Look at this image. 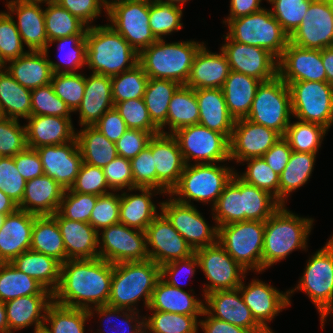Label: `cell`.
<instances>
[{"label": "cell", "mask_w": 333, "mask_h": 333, "mask_svg": "<svg viewBox=\"0 0 333 333\" xmlns=\"http://www.w3.org/2000/svg\"><path fill=\"white\" fill-rule=\"evenodd\" d=\"M51 216L59 226L68 260L99 257V235L89 223L69 220L58 211Z\"/></svg>", "instance_id": "28"}, {"label": "cell", "mask_w": 333, "mask_h": 333, "mask_svg": "<svg viewBox=\"0 0 333 333\" xmlns=\"http://www.w3.org/2000/svg\"><path fill=\"white\" fill-rule=\"evenodd\" d=\"M6 6L9 15L16 14L18 20L15 25L29 51H45L49 41L45 31L44 9L40 3L10 0Z\"/></svg>", "instance_id": "27"}, {"label": "cell", "mask_w": 333, "mask_h": 333, "mask_svg": "<svg viewBox=\"0 0 333 333\" xmlns=\"http://www.w3.org/2000/svg\"><path fill=\"white\" fill-rule=\"evenodd\" d=\"M72 111L54 92L51 84L31 90V116L48 115L71 118Z\"/></svg>", "instance_id": "59"}, {"label": "cell", "mask_w": 333, "mask_h": 333, "mask_svg": "<svg viewBox=\"0 0 333 333\" xmlns=\"http://www.w3.org/2000/svg\"><path fill=\"white\" fill-rule=\"evenodd\" d=\"M178 141L185 164L221 163L230 160V140L201 124L183 127L172 134Z\"/></svg>", "instance_id": "13"}, {"label": "cell", "mask_w": 333, "mask_h": 333, "mask_svg": "<svg viewBox=\"0 0 333 333\" xmlns=\"http://www.w3.org/2000/svg\"><path fill=\"white\" fill-rule=\"evenodd\" d=\"M169 197L159 203V208L194 251L218 241V227H210L193 203L184 204Z\"/></svg>", "instance_id": "16"}, {"label": "cell", "mask_w": 333, "mask_h": 333, "mask_svg": "<svg viewBox=\"0 0 333 333\" xmlns=\"http://www.w3.org/2000/svg\"><path fill=\"white\" fill-rule=\"evenodd\" d=\"M210 52L203 44L196 53L185 86L192 89L222 88L230 73L225 54Z\"/></svg>", "instance_id": "30"}, {"label": "cell", "mask_w": 333, "mask_h": 333, "mask_svg": "<svg viewBox=\"0 0 333 333\" xmlns=\"http://www.w3.org/2000/svg\"><path fill=\"white\" fill-rule=\"evenodd\" d=\"M145 234L149 259L159 266L195 253L161 211L147 226Z\"/></svg>", "instance_id": "19"}, {"label": "cell", "mask_w": 333, "mask_h": 333, "mask_svg": "<svg viewBox=\"0 0 333 333\" xmlns=\"http://www.w3.org/2000/svg\"><path fill=\"white\" fill-rule=\"evenodd\" d=\"M112 273L113 264L99 257L67 260L61 264L60 282L53 293V301L87 310L107 305Z\"/></svg>", "instance_id": "1"}, {"label": "cell", "mask_w": 333, "mask_h": 333, "mask_svg": "<svg viewBox=\"0 0 333 333\" xmlns=\"http://www.w3.org/2000/svg\"><path fill=\"white\" fill-rule=\"evenodd\" d=\"M262 0H230V14L223 23L225 25L232 19L246 16L262 10L260 2Z\"/></svg>", "instance_id": "77"}, {"label": "cell", "mask_w": 333, "mask_h": 333, "mask_svg": "<svg viewBox=\"0 0 333 333\" xmlns=\"http://www.w3.org/2000/svg\"><path fill=\"white\" fill-rule=\"evenodd\" d=\"M17 209L18 205L0 190V214L8 215L15 212Z\"/></svg>", "instance_id": "79"}, {"label": "cell", "mask_w": 333, "mask_h": 333, "mask_svg": "<svg viewBox=\"0 0 333 333\" xmlns=\"http://www.w3.org/2000/svg\"><path fill=\"white\" fill-rule=\"evenodd\" d=\"M296 290L305 292L316 305L323 329L326 317L333 313V235L323 248L311 255L296 288L288 290L289 305Z\"/></svg>", "instance_id": "7"}, {"label": "cell", "mask_w": 333, "mask_h": 333, "mask_svg": "<svg viewBox=\"0 0 333 333\" xmlns=\"http://www.w3.org/2000/svg\"><path fill=\"white\" fill-rule=\"evenodd\" d=\"M328 129L317 123L297 121L289 123L283 136L295 152L317 154Z\"/></svg>", "instance_id": "52"}, {"label": "cell", "mask_w": 333, "mask_h": 333, "mask_svg": "<svg viewBox=\"0 0 333 333\" xmlns=\"http://www.w3.org/2000/svg\"><path fill=\"white\" fill-rule=\"evenodd\" d=\"M293 150L288 141L282 136L263 156L262 158L279 176L288 164Z\"/></svg>", "instance_id": "75"}, {"label": "cell", "mask_w": 333, "mask_h": 333, "mask_svg": "<svg viewBox=\"0 0 333 333\" xmlns=\"http://www.w3.org/2000/svg\"><path fill=\"white\" fill-rule=\"evenodd\" d=\"M86 65L94 74L115 76L138 64L139 54L111 26L88 27Z\"/></svg>", "instance_id": "2"}, {"label": "cell", "mask_w": 333, "mask_h": 333, "mask_svg": "<svg viewBox=\"0 0 333 333\" xmlns=\"http://www.w3.org/2000/svg\"><path fill=\"white\" fill-rule=\"evenodd\" d=\"M20 33L15 25L13 15L0 12V55L7 64L8 61L17 59L26 54Z\"/></svg>", "instance_id": "62"}, {"label": "cell", "mask_w": 333, "mask_h": 333, "mask_svg": "<svg viewBox=\"0 0 333 333\" xmlns=\"http://www.w3.org/2000/svg\"><path fill=\"white\" fill-rule=\"evenodd\" d=\"M180 86L173 80L148 79L143 100L152 122L159 129L166 123L170 100Z\"/></svg>", "instance_id": "46"}, {"label": "cell", "mask_w": 333, "mask_h": 333, "mask_svg": "<svg viewBox=\"0 0 333 333\" xmlns=\"http://www.w3.org/2000/svg\"><path fill=\"white\" fill-rule=\"evenodd\" d=\"M159 279L160 266L150 259L113 264L107 305L139 312L135 306L143 298L144 305L148 308Z\"/></svg>", "instance_id": "4"}, {"label": "cell", "mask_w": 333, "mask_h": 333, "mask_svg": "<svg viewBox=\"0 0 333 333\" xmlns=\"http://www.w3.org/2000/svg\"><path fill=\"white\" fill-rule=\"evenodd\" d=\"M82 160L92 166L104 168L117 156L115 143L108 140L94 126H84L76 133Z\"/></svg>", "instance_id": "42"}, {"label": "cell", "mask_w": 333, "mask_h": 333, "mask_svg": "<svg viewBox=\"0 0 333 333\" xmlns=\"http://www.w3.org/2000/svg\"><path fill=\"white\" fill-rule=\"evenodd\" d=\"M182 7L163 1L149 2V26L157 40L183 28Z\"/></svg>", "instance_id": "54"}, {"label": "cell", "mask_w": 333, "mask_h": 333, "mask_svg": "<svg viewBox=\"0 0 333 333\" xmlns=\"http://www.w3.org/2000/svg\"><path fill=\"white\" fill-rule=\"evenodd\" d=\"M100 231L99 258L112 264L149 259L144 231L131 229L122 223L113 224Z\"/></svg>", "instance_id": "15"}, {"label": "cell", "mask_w": 333, "mask_h": 333, "mask_svg": "<svg viewBox=\"0 0 333 333\" xmlns=\"http://www.w3.org/2000/svg\"><path fill=\"white\" fill-rule=\"evenodd\" d=\"M227 35L238 43L263 48L279 59L289 43V35L282 29L269 9L230 20Z\"/></svg>", "instance_id": "8"}, {"label": "cell", "mask_w": 333, "mask_h": 333, "mask_svg": "<svg viewBox=\"0 0 333 333\" xmlns=\"http://www.w3.org/2000/svg\"><path fill=\"white\" fill-rule=\"evenodd\" d=\"M44 174L53 178L65 190L75 182L83 163L76 138L60 145L38 147Z\"/></svg>", "instance_id": "23"}, {"label": "cell", "mask_w": 333, "mask_h": 333, "mask_svg": "<svg viewBox=\"0 0 333 333\" xmlns=\"http://www.w3.org/2000/svg\"><path fill=\"white\" fill-rule=\"evenodd\" d=\"M27 148L26 128L19 120L0 119V156L13 157Z\"/></svg>", "instance_id": "64"}, {"label": "cell", "mask_w": 333, "mask_h": 333, "mask_svg": "<svg viewBox=\"0 0 333 333\" xmlns=\"http://www.w3.org/2000/svg\"><path fill=\"white\" fill-rule=\"evenodd\" d=\"M289 42L314 50L333 47V4L331 0H313L302 23L289 36Z\"/></svg>", "instance_id": "17"}, {"label": "cell", "mask_w": 333, "mask_h": 333, "mask_svg": "<svg viewBox=\"0 0 333 333\" xmlns=\"http://www.w3.org/2000/svg\"><path fill=\"white\" fill-rule=\"evenodd\" d=\"M291 116L289 87L277 76L260 84L246 119L271 128L284 136L291 122Z\"/></svg>", "instance_id": "11"}, {"label": "cell", "mask_w": 333, "mask_h": 333, "mask_svg": "<svg viewBox=\"0 0 333 333\" xmlns=\"http://www.w3.org/2000/svg\"><path fill=\"white\" fill-rule=\"evenodd\" d=\"M151 312V316L144 317L145 333L148 330L149 333H198L197 319L202 315H182L156 310Z\"/></svg>", "instance_id": "53"}, {"label": "cell", "mask_w": 333, "mask_h": 333, "mask_svg": "<svg viewBox=\"0 0 333 333\" xmlns=\"http://www.w3.org/2000/svg\"><path fill=\"white\" fill-rule=\"evenodd\" d=\"M199 107V124L231 139L235 119L229 114L221 88L194 89Z\"/></svg>", "instance_id": "34"}, {"label": "cell", "mask_w": 333, "mask_h": 333, "mask_svg": "<svg viewBox=\"0 0 333 333\" xmlns=\"http://www.w3.org/2000/svg\"><path fill=\"white\" fill-rule=\"evenodd\" d=\"M0 333H9L5 302L0 300Z\"/></svg>", "instance_id": "80"}, {"label": "cell", "mask_w": 333, "mask_h": 333, "mask_svg": "<svg viewBox=\"0 0 333 333\" xmlns=\"http://www.w3.org/2000/svg\"><path fill=\"white\" fill-rule=\"evenodd\" d=\"M16 168L25 181L44 175L42 162L36 149L26 148L13 156Z\"/></svg>", "instance_id": "74"}, {"label": "cell", "mask_w": 333, "mask_h": 333, "mask_svg": "<svg viewBox=\"0 0 333 333\" xmlns=\"http://www.w3.org/2000/svg\"><path fill=\"white\" fill-rule=\"evenodd\" d=\"M140 129H128L123 136L115 143L118 156L132 159L145 149L153 135Z\"/></svg>", "instance_id": "71"}, {"label": "cell", "mask_w": 333, "mask_h": 333, "mask_svg": "<svg viewBox=\"0 0 333 333\" xmlns=\"http://www.w3.org/2000/svg\"><path fill=\"white\" fill-rule=\"evenodd\" d=\"M212 212L217 227L245 221L243 195L240 193V177L237 172L225 186L216 204L212 207Z\"/></svg>", "instance_id": "48"}, {"label": "cell", "mask_w": 333, "mask_h": 333, "mask_svg": "<svg viewBox=\"0 0 333 333\" xmlns=\"http://www.w3.org/2000/svg\"><path fill=\"white\" fill-rule=\"evenodd\" d=\"M196 266L199 267V261H198L196 254L194 253L193 255H191L187 258L179 259V260L167 263L163 266H160V278L163 281H165L167 284L181 289L182 286H180V282H178L179 279H177V278L183 272H184V274L187 273V275H189V277L190 276L193 277V275H195Z\"/></svg>", "instance_id": "72"}, {"label": "cell", "mask_w": 333, "mask_h": 333, "mask_svg": "<svg viewBox=\"0 0 333 333\" xmlns=\"http://www.w3.org/2000/svg\"><path fill=\"white\" fill-rule=\"evenodd\" d=\"M133 183L136 188L157 189V172L152 156V138L148 146L136 157L130 159Z\"/></svg>", "instance_id": "67"}, {"label": "cell", "mask_w": 333, "mask_h": 333, "mask_svg": "<svg viewBox=\"0 0 333 333\" xmlns=\"http://www.w3.org/2000/svg\"><path fill=\"white\" fill-rule=\"evenodd\" d=\"M94 127L113 143H116L128 130L115 107L105 112Z\"/></svg>", "instance_id": "73"}, {"label": "cell", "mask_w": 333, "mask_h": 333, "mask_svg": "<svg viewBox=\"0 0 333 333\" xmlns=\"http://www.w3.org/2000/svg\"><path fill=\"white\" fill-rule=\"evenodd\" d=\"M53 295H28L5 302L9 333L34 324V332L43 328Z\"/></svg>", "instance_id": "33"}, {"label": "cell", "mask_w": 333, "mask_h": 333, "mask_svg": "<svg viewBox=\"0 0 333 333\" xmlns=\"http://www.w3.org/2000/svg\"><path fill=\"white\" fill-rule=\"evenodd\" d=\"M128 129H140L149 133H160L152 122L143 98L118 102L114 105Z\"/></svg>", "instance_id": "63"}, {"label": "cell", "mask_w": 333, "mask_h": 333, "mask_svg": "<svg viewBox=\"0 0 333 333\" xmlns=\"http://www.w3.org/2000/svg\"><path fill=\"white\" fill-rule=\"evenodd\" d=\"M265 222L241 221L218 227V242L247 272H262Z\"/></svg>", "instance_id": "9"}, {"label": "cell", "mask_w": 333, "mask_h": 333, "mask_svg": "<svg viewBox=\"0 0 333 333\" xmlns=\"http://www.w3.org/2000/svg\"><path fill=\"white\" fill-rule=\"evenodd\" d=\"M44 10L48 41L72 35H86L88 27L58 3H47Z\"/></svg>", "instance_id": "50"}, {"label": "cell", "mask_w": 333, "mask_h": 333, "mask_svg": "<svg viewBox=\"0 0 333 333\" xmlns=\"http://www.w3.org/2000/svg\"><path fill=\"white\" fill-rule=\"evenodd\" d=\"M244 161L247 162V170L238 176L246 183L269 192L279 202L280 176L262 157L249 158Z\"/></svg>", "instance_id": "56"}, {"label": "cell", "mask_w": 333, "mask_h": 333, "mask_svg": "<svg viewBox=\"0 0 333 333\" xmlns=\"http://www.w3.org/2000/svg\"><path fill=\"white\" fill-rule=\"evenodd\" d=\"M278 76L287 85L296 81L327 82L321 50L302 48L289 42L278 59Z\"/></svg>", "instance_id": "21"}, {"label": "cell", "mask_w": 333, "mask_h": 333, "mask_svg": "<svg viewBox=\"0 0 333 333\" xmlns=\"http://www.w3.org/2000/svg\"><path fill=\"white\" fill-rule=\"evenodd\" d=\"M30 249L50 256L61 264L68 260L59 226L51 215L35 218Z\"/></svg>", "instance_id": "41"}, {"label": "cell", "mask_w": 333, "mask_h": 333, "mask_svg": "<svg viewBox=\"0 0 333 333\" xmlns=\"http://www.w3.org/2000/svg\"><path fill=\"white\" fill-rule=\"evenodd\" d=\"M204 300V309L212 317L244 328L250 333H268L253 317L239 288L208 293Z\"/></svg>", "instance_id": "22"}, {"label": "cell", "mask_w": 333, "mask_h": 333, "mask_svg": "<svg viewBox=\"0 0 333 333\" xmlns=\"http://www.w3.org/2000/svg\"><path fill=\"white\" fill-rule=\"evenodd\" d=\"M312 218H303L280 206L266 221L262 251V271L284 260L295 249L307 248Z\"/></svg>", "instance_id": "3"}, {"label": "cell", "mask_w": 333, "mask_h": 333, "mask_svg": "<svg viewBox=\"0 0 333 333\" xmlns=\"http://www.w3.org/2000/svg\"><path fill=\"white\" fill-rule=\"evenodd\" d=\"M50 84L55 94L76 112L85 91V75L81 73H53Z\"/></svg>", "instance_id": "57"}, {"label": "cell", "mask_w": 333, "mask_h": 333, "mask_svg": "<svg viewBox=\"0 0 333 333\" xmlns=\"http://www.w3.org/2000/svg\"><path fill=\"white\" fill-rule=\"evenodd\" d=\"M55 42L59 43L57 44V47L60 50L62 58L59 57L60 63L53 62L49 59V63L51 65V70L53 73H77L78 69H81L82 67H84V65H86L87 42L85 39V35H72L55 39L48 42L45 51H48V48L51 46V44Z\"/></svg>", "instance_id": "49"}, {"label": "cell", "mask_w": 333, "mask_h": 333, "mask_svg": "<svg viewBox=\"0 0 333 333\" xmlns=\"http://www.w3.org/2000/svg\"><path fill=\"white\" fill-rule=\"evenodd\" d=\"M88 311H89L90 317H93V314H95L94 313V311H95L97 313V315H99V319L103 320L105 318V322H107L106 324H104L105 328L108 323H110V325H111L112 323H114L115 320H118V316H119V318L122 317L121 322L119 321L121 323V324L119 323V325L121 327V331L119 328H117V325H115V323L117 322V321H115V323L110 326V327H112L111 328L112 332H109V330L107 331L106 329H104V330H106V333H114V330H115V332L120 331L119 333H145L144 317L141 320L139 318V312L116 308V307H112L109 305L91 307ZM120 313H122V314H120ZM102 317H103V319H102ZM113 317L115 318L114 321H113ZM133 321L135 324L131 325V324H133ZM108 329H110V328H108Z\"/></svg>", "instance_id": "58"}, {"label": "cell", "mask_w": 333, "mask_h": 333, "mask_svg": "<svg viewBox=\"0 0 333 333\" xmlns=\"http://www.w3.org/2000/svg\"><path fill=\"white\" fill-rule=\"evenodd\" d=\"M65 189L47 175L26 181L24 196L18 209L43 216L55 214Z\"/></svg>", "instance_id": "32"}, {"label": "cell", "mask_w": 333, "mask_h": 333, "mask_svg": "<svg viewBox=\"0 0 333 333\" xmlns=\"http://www.w3.org/2000/svg\"><path fill=\"white\" fill-rule=\"evenodd\" d=\"M152 156L157 172V190L159 194L169 195L186 165L177 139L172 134L153 135Z\"/></svg>", "instance_id": "24"}, {"label": "cell", "mask_w": 333, "mask_h": 333, "mask_svg": "<svg viewBox=\"0 0 333 333\" xmlns=\"http://www.w3.org/2000/svg\"><path fill=\"white\" fill-rule=\"evenodd\" d=\"M203 303L183 288L173 287L160 278L154 287L148 309L182 315H202Z\"/></svg>", "instance_id": "37"}, {"label": "cell", "mask_w": 333, "mask_h": 333, "mask_svg": "<svg viewBox=\"0 0 333 333\" xmlns=\"http://www.w3.org/2000/svg\"><path fill=\"white\" fill-rule=\"evenodd\" d=\"M11 264L52 294L58 288L61 273V263L58 260L29 249L17 256Z\"/></svg>", "instance_id": "39"}, {"label": "cell", "mask_w": 333, "mask_h": 333, "mask_svg": "<svg viewBox=\"0 0 333 333\" xmlns=\"http://www.w3.org/2000/svg\"><path fill=\"white\" fill-rule=\"evenodd\" d=\"M89 318L87 309L66 307L53 301L47 308L42 329L46 333H84L85 322Z\"/></svg>", "instance_id": "47"}, {"label": "cell", "mask_w": 333, "mask_h": 333, "mask_svg": "<svg viewBox=\"0 0 333 333\" xmlns=\"http://www.w3.org/2000/svg\"><path fill=\"white\" fill-rule=\"evenodd\" d=\"M199 124V107L195 90L181 85L172 95L167 112L166 123L160 128V133L173 134L175 131ZM166 125L170 132L164 131Z\"/></svg>", "instance_id": "40"}, {"label": "cell", "mask_w": 333, "mask_h": 333, "mask_svg": "<svg viewBox=\"0 0 333 333\" xmlns=\"http://www.w3.org/2000/svg\"><path fill=\"white\" fill-rule=\"evenodd\" d=\"M99 196L82 194L66 189L58 212L69 220L89 223L91 213Z\"/></svg>", "instance_id": "61"}, {"label": "cell", "mask_w": 333, "mask_h": 333, "mask_svg": "<svg viewBox=\"0 0 333 333\" xmlns=\"http://www.w3.org/2000/svg\"><path fill=\"white\" fill-rule=\"evenodd\" d=\"M316 154L293 151L279 179V203L285 205L290 193L309 180L314 169Z\"/></svg>", "instance_id": "44"}, {"label": "cell", "mask_w": 333, "mask_h": 333, "mask_svg": "<svg viewBox=\"0 0 333 333\" xmlns=\"http://www.w3.org/2000/svg\"><path fill=\"white\" fill-rule=\"evenodd\" d=\"M321 58L325 67L327 82L333 86V47L321 50Z\"/></svg>", "instance_id": "78"}, {"label": "cell", "mask_w": 333, "mask_h": 333, "mask_svg": "<svg viewBox=\"0 0 333 333\" xmlns=\"http://www.w3.org/2000/svg\"><path fill=\"white\" fill-rule=\"evenodd\" d=\"M28 295L53 294L11 263H0V300L7 302Z\"/></svg>", "instance_id": "45"}, {"label": "cell", "mask_w": 333, "mask_h": 333, "mask_svg": "<svg viewBox=\"0 0 333 333\" xmlns=\"http://www.w3.org/2000/svg\"><path fill=\"white\" fill-rule=\"evenodd\" d=\"M113 107L111 77L94 73L85 76L84 96L76 110L81 127L94 126Z\"/></svg>", "instance_id": "31"}, {"label": "cell", "mask_w": 333, "mask_h": 333, "mask_svg": "<svg viewBox=\"0 0 333 333\" xmlns=\"http://www.w3.org/2000/svg\"><path fill=\"white\" fill-rule=\"evenodd\" d=\"M240 193L243 195L245 221L265 222L280 206L269 192L246 183L240 178Z\"/></svg>", "instance_id": "51"}, {"label": "cell", "mask_w": 333, "mask_h": 333, "mask_svg": "<svg viewBox=\"0 0 333 333\" xmlns=\"http://www.w3.org/2000/svg\"><path fill=\"white\" fill-rule=\"evenodd\" d=\"M135 190H138L141 194L129 195V193L122 191L120 195L119 223L145 232L147 226L159 214L157 205L152 202V196L160 191L154 188L142 187L135 188Z\"/></svg>", "instance_id": "36"}, {"label": "cell", "mask_w": 333, "mask_h": 333, "mask_svg": "<svg viewBox=\"0 0 333 333\" xmlns=\"http://www.w3.org/2000/svg\"><path fill=\"white\" fill-rule=\"evenodd\" d=\"M112 191L106 181L103 168L82 163L74 184L70 187L73 192L82 194L104 195Z\"/></svg>", "instance_id": "66"}, {"label": "cell", "mask_w": 333, "mask_h": 333, "mask_svg": "<svg viewBox=\"0 0 333 333\" xmlns=\"http://www.w3.org/2000/svg\"><path fill=\"white\" fill-rule=\"evenodd\" d=\"M119 215L120 194L112 191L98 197L89 224L99 233L100 229L119 223Z\"/></svg>", "instance_id": "65"}, {"label": "cell", "mask_w": 333, "mask_h": 333, "mask_svg": "<svg viewBox=\"0 0 333 333\" xmlns=\"http://www.w3.org/2000/svg\"><path fill=\"white\" fill-rule=\"evenodd\" d=\"M204 42L157 40L139 53L138 64L148 78L168 79L185 85L196 53Z\"/></svg>", "instance_id": "5"}, {"label": "cell", "mask_w": 333, "mask_h": 333, "mask_svg": "<svg viewBox=\"0 0 333 333\" xmlns=\"http://www.w3.org/2000/svg\"><path fill=\"white\" fill-rule=\"evenodd\" d=\"M48 51H29L8 61L6 71L20 85L30 90L50 84L52 78L51 65Z\"/></svg>", "instance_id": "35"}, {"label": "cell", "mask_w": 333, "mask_h": 333, "mask_svg": "<svg viewBox=\"0 0 333 333\" xmlns=\"http://www.w3.org/2000/svg\"><path fill=\"white\" fill-rule=\"evenodd\" d=\"M106 14L108 25L138 54L157 41L149 26V1L108 0Z\"/></svg>", "instance_id": "10"}, {"label": "cell", "mask_w": 333, "mask_h": 333, "mask_svg": "<svg viewBox=\"0 0 333 333\" xmlns=\"http://www.w3.org/2000/svg\"><path fill=\"white\" fill-rule=\"evenodd\" d=\"M261 83L254 77L230 71L221 89L228 112L235 120L247 117Z\"/></svg>", "instance_id": "38"}, {"label": "cell", "mask_w": 333, "mask_h": 333, "mask_svg": "<svg viewBox=\"0 0 333 333\" xmlns=\"http://www.w3.org/2000/svg\"><path fill=\"white\" fill-rule=\"evenodd\" d=\"M221 50L225 54L230 70L254 77L262 82L278 76V59L267 50L233 41L224 36Z\"/></svg>", "instance_id": "18"}, {"label": "cell", "mask_w": 333, "mask_h": 333, "mask_svg": "<svg viewBox=\"0 0 333 333\" xmlns=\"http://www.w3.org/2000/svg\"><path fill=\"white\" fill-rule=\"evenodd\" d=\"M202 316L205 320H199V326L204 333H250L248 330L212 317L205 309Z\"/></svg>", "instance_id": "76"}, {"label": "cell", "mask_w": 333, "mask_h": 333, "mask_svg": "<svg viewBox=\"0 0 333 333\" xmlns=\"http://www.w3.org/2000/svg\"><path fill=\"white\" fill-rule=\"evenodd\" d=\"M56 3L77 17L87 27H91L90 24L100 16L102 8L107 11L106 0H57Z\"/></svg>", "instance_id": "70"}, {"label": "cell", "mask_w": 333, "mask_h": 333, "mask_svg": "<svg viewBox=\"0 0 333 333\" xmlns=\"http://www.w3.org/2000/svg\"><path fill=\"white\" fill-rule=\"evenodd\" d=\"M26 181L19 174L13 157L0 156V190L17 205L24 196Z\"/></svg>", "instance_id": "68"}, {"label": "cell", "mask_w": 333, "mask_h": 333, "mask_svg": "<svg viewBox=\"0 0 333 333\" xmlns=\"http://www.w3.org/2000/svg\"><path fill=\"white\" fill-rule=\"evenodd\" d=\"M244 303L251 310L255 320L268 332L274 333L268 323L289 305L288 291L280 292L273 286L259 280L245 286L244 281L238 287ZM268 322V323H267Z\"/></svg>", "instance_id": "25"}, {"label": "cell", "mask_w": 333, "mask_h": 333, "mask_svg": "<svg viewBox=\"0 0 333 333\" xmlns=\"http://www.w3.org/2000/svg\"><path fill=\"white\" fill-rule=\"evenodd\" d=\"M148 79L139 64L131 70L112 76L111 86L114 105L121 101L143 98Z\"/></svg>", "instance_id": "55"}, {"label": "cell", "mask_w": 333, "mask_h": 333, "mask_svg": "<svg viewBox=\"0 0 333 333\" xmlns=\"http://www.w3.org/2000/svg\"><path fill=\"white\" fill-rule=\"evenodd\" d=\"M27 147L37 149L45 145H60L76 138L71 118L35 115L26 119Z\"/></svg>", "instance_id": "29"}, {"label": "cell", "mask_w": 333, "mask_h": 333, "mask_svg": "<svg viewBox=\"0 0 333 333\" xmlns=\"http://www.w3.org/2000/svg\"><path fill=\"white\" fill-rule=\"evenodd\" d=\"M109 188L116 192L126 189L130 192L135 190L133 183L130 159L117 156L103 168Z\"/></svg>", "instance_id": "69"}, {"label": "cell", "mask_w": 333, "mask_h": 333, "mask_svg": "<svg viewBox=\"0 0 333 333\" xmlns=\"http://www.w3.org/2000/svg\"><path fill=\"white\" fill-rule=\"evenodd\" d=\"M292 115L327 129L333 124V86L328 82L296 81L288 85Z\"/></svg>", "instance_id": "12"}, {"label": "cell", "mask_w": 333, "mask_h": 333, "mask_svg": "<svg viewBox=\"0 0 333 333\" xmlns=\"http://www.w3.org/2000/svg\"><path fill=\"white\" fill-rule=\"evenodd\" d=\"M37 216L20 209L6 215L0 229V263H11L30 249L32 228Z\"/></svg>", "instance_id": "26"}, {"label": "cell", "mask_w": 333, "mask_h": 333, "mask_svg": "<svg viewBox=\"0 0 333 333\" xmlns=\"http://www.w3.org/2000/svg\"><path fill=\"white\" fill-rule=\"evenodd\" d=\"M199 261V268L202 269L208 284L204 283L203 296L218 290H232L238 288L245 279L244 270L217 241L195 250Z\"/></svg>", "instance_id": "14"}, {"label": "cell", "mask_w": 333, "mask_h": 333, "mask_svg": "<svg viewBox=\"0 0 333 333\" xmlns=\"http://www.w3.org/2000/svg\"><path fill=\"white\" fill-rule=\"evenodd\" d=\"M0 111L3 117L19 120L31 116V90L23 87L0 69Z\"/></svg>", "instance_id": "43"}, {"label": "cell", "mask_w": 333, "mask_h": 333, "mask_svg": "<svg viewBox=\"0 0 333 333\" xmlns=\"http://www.w3.org/2000/svg\"><path fill=\"white\" fill-rule=\"evenodd\" d=\"M281 137L271 128L246 118L237 119L230 139V161L243 163L249 158L262 157Z\"/></svg>", "instance_id": "20"}, {"label": "cell", "mask_w": 333, "mask_h": 333, "mask_svg": "<svg viewBox=\"0 0 333 333\" xmlns=\"http://www.w3.org/2000/svg\"><path fill=\"white\" fill-rule=\"evenodd\" d=\"M235 173L234 168L218 163H190L185 165L178 184L169 195L184 204L191 205V200L204 204L212 201L214 206Z\"/></svg>", "instance_id": "6"}, {"label": "cell", "mask_w": 333, "mask_h": 333, "mask_svg": "<svg viewBox=\"0 0 333 333\" xmlns=\"http://www.w3.org/2000/svg\"><path fill=\"white\" fill-rule=\"evenodd\" d=\"M313 0H273L271 14L290 36L302 23Z\"/></svg>", "instance_id": "60"}]
</instances>
